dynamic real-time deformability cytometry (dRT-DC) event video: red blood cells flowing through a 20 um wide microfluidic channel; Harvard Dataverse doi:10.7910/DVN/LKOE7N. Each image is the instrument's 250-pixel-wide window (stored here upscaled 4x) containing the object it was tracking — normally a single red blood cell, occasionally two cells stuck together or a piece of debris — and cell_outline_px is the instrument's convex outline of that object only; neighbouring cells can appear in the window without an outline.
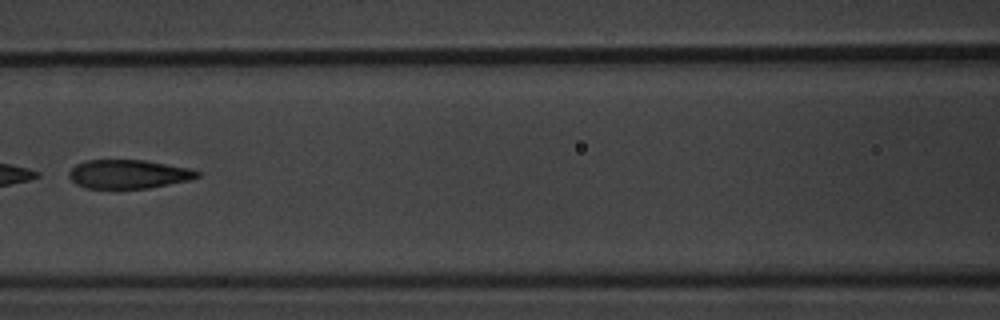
{"species": "common noctule bat (a hibernating species)", "species_latin": "Nyctalus noctula", "temperature_condition": "warm", "stored_images_in_passage": 9, "camera_frame_rate_fps": 3000, "um_per_image_px": 0.085, "animal": {"sex": "male", "body_mass_g": 20.1, "forearm_length_mm": 53.5}, "frame": {"image": 1, "passage_image": 7, "time_ms": 7.0, "image_size_px": [1000, 320], "cell_outline_px": [[200, 176], [188, 180], [148, 188], [84, 188], [76, 184], [68, 176], [68, 172], [76, 164], [84, 160], [144, 160], [188, 168], [200, 172]], "centroid_in_image_um": [10.87, 14.8], "position_along_channel_um": 155.7, "area_um2": 21.39}}
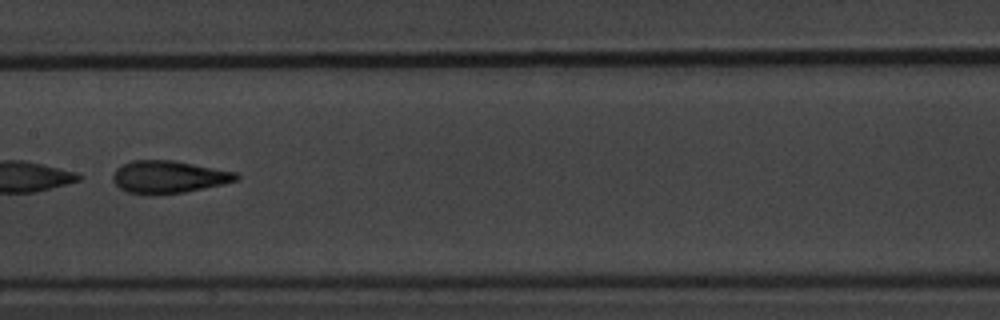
{"frame": {"image": 2, "passage_image": 8, "time_ms": 8.0, "image_size_px": [1000, 320], "cell_outline_px": [[240, 176], [236, 180], [224, 184], [184, 192], [148, 196], [128, 192], [120, 188], [112, 180], [112, 176], [116, 168], [132, 160], [172, 160], [236, 172]], "centroid_in_image_um": [14.3, 15.05], "position_along_channel_um": 193.1, "area_um2": 23.41}}
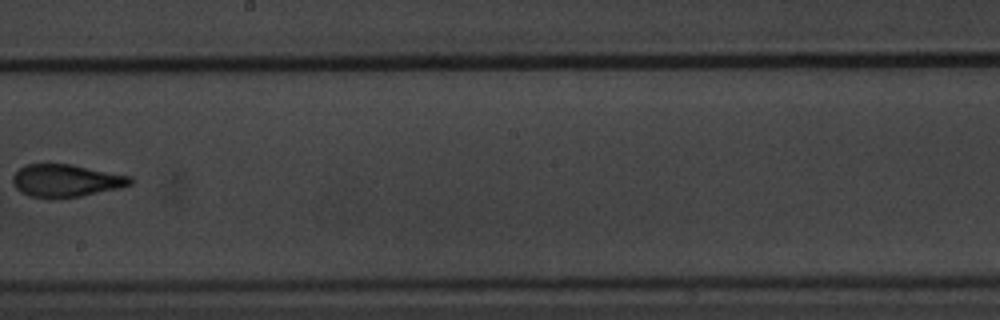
{"frame": {"image": 3, "passage_image": 9, "time_ms": 9.333, "image_size_px": [1000, 320], "cell_outline_px": [[132, 184], [120, 188], [80, 196], [48, 200], [32, 196], [16, 188], [12, 184], [12, 176], [20, 168], [28, 164], [72, 164], [132, 176]], "centroid_in_image_um": [5.62, 15.36], "position_along_channel_um": 242.6, "area_um2": 22.48}}